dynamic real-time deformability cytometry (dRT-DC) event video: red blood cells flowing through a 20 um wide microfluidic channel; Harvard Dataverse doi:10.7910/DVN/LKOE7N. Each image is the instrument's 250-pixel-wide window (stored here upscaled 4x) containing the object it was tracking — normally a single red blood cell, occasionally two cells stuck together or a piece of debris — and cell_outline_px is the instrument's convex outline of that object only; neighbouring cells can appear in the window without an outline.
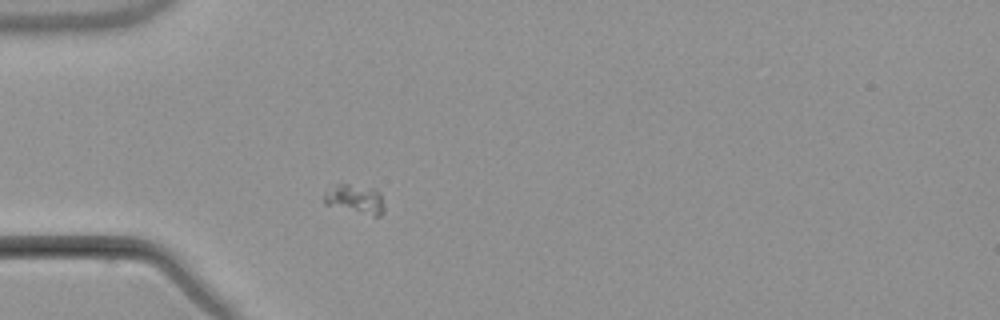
{"species": "common noctule bat (a hibernating species)", "species_latin": "Nyctalus noctula", "temperature_condition": "warm", "stored_images_in_passage": 1, "camera_frame_rate_fps": 3000, "um_per_image_px": 0.085, "animal": {"sex": "male", "body_mass_g": 21.5, "forearm_length_mm": 52.0}, "frame": {"image": 1, "passage_image": 1, "time_ms": 0.0, "image_size_px": [1000, 320], "cell_outline_px": [[384, 212], [380, 216], [372, 216], [324, 204], [324, 192], [336, 184], [348, 184], [376, 188], [380, 192], [384, 208]], "centroid_in_image_um": [30.21, 16.92], "position_along_channel_um": 54.8, "area_um2": 10.35}}